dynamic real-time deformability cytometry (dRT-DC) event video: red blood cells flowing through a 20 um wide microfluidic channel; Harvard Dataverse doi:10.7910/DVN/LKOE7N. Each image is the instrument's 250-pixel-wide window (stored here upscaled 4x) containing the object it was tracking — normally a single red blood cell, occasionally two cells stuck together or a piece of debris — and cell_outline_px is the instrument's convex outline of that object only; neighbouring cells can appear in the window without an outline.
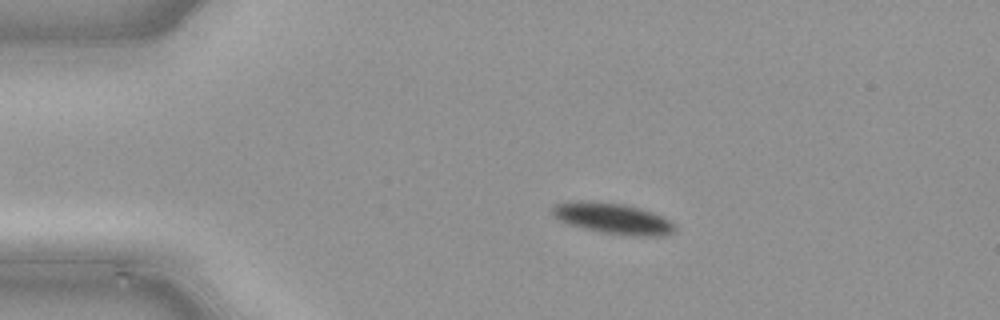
{"species": "common noctule bat (a hibernating species)", "species_latin": "Nyctalus noctula", "temperature_condition": "cold", "stored_images_in_passage": 42, "camera_frame_rate_fps": 3000, "um_per_image_px": 0.085, "animal": {"sex": "male", "body_mass_g": 21.5, "forearm_length_mm": 52.0}, "frame": {"image": 1, "passage_image": 10, "time_ms": 3.0, "image_size_px": [1000, 320], "cell_outline_px": [[676, 232], [664, 236], [636, 236], [604, 232], [584, 228], [568, 224], [552, 216], [552, 208], [556, 204], [568, 200], [596, 200], [624, 204], [640, 208], [652, 212], [676, 224]], "centroid_in_image_um": [52.08, 18.55], "position_along_channel_um": 32.9, "area_um2": 22.31}}
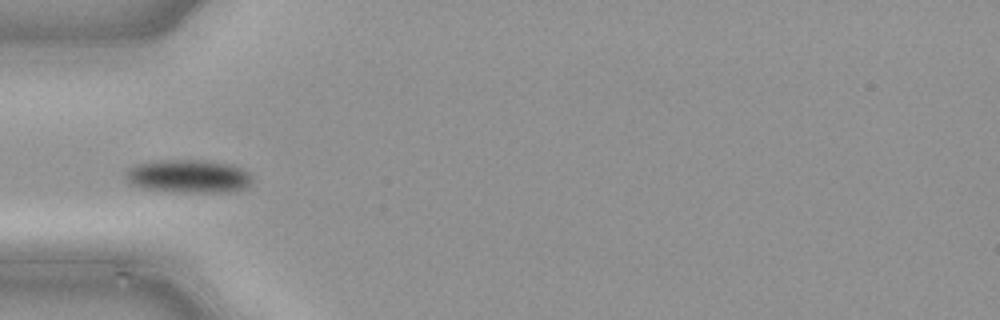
{"frame": {"image": 2, "passage_image": 16, "time_ms": 5.0, "image_size_px": [1000, 320], "cell_outline_px": [[252, 180], [248, 188], [232, 192], [188, 192], [140, 188], [128, 184], [124, 176], [124, 172], [128, 168], [136, 164], [160, 160], [204, 160], [228, 164], [240, 168], [248, 172], [252, 176]], "centroid_in_image_um": [16.0, 14.99], "position_along_channel_um": 69.0, "area_um2": 24.74}}
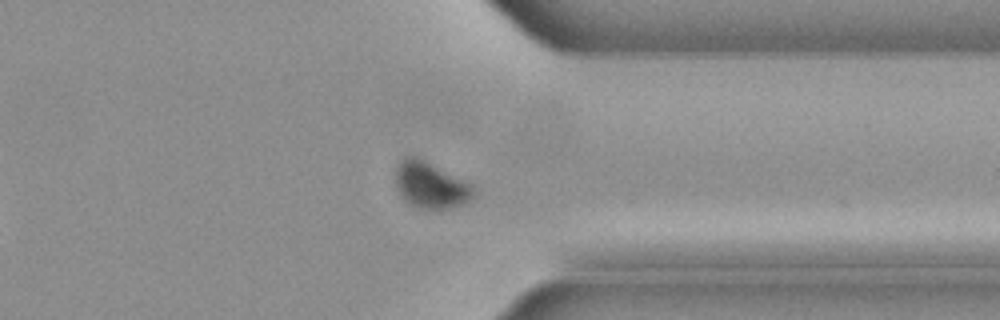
{"frame": {"image": 3, "passage_image": 38, "time_ms": 12.333, "image_size_px": [1000, 320], "cell_outline_px": [[476, 192], [472, 200], [464, 204], [452, 208], [420, 208], [408, 204], [404, 200], [396, 188], [396, 168], [400, 160], [404, 156], [416, 156], [472, 184]], "centroid_in_image_um": [36.61, 15.74], "position_along_channel_um": 374.8, "area_um2": 21.15}}